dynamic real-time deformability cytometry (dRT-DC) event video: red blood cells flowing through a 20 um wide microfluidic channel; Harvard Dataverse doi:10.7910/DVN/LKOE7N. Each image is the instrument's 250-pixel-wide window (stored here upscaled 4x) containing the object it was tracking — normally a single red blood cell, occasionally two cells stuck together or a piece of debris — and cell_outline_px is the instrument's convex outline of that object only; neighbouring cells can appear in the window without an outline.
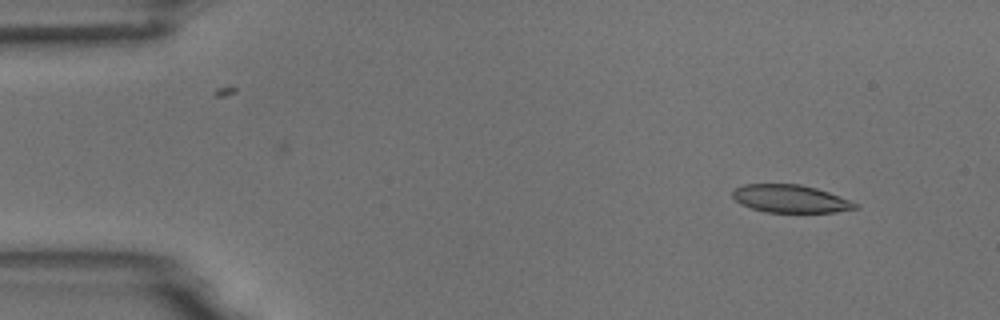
{"species": "common noctule bat (a hibernating species)", "species_latin": "Nyctalus noctula", "temperature_condition": "room temperature", "stored_images_in_passage": 4, "camera_frame_rate_fps": 3000, "um_per_image_px": 0.085, "animal": {"sex": "male", "body_mass_g": 18.8}, "frame": {"image": 1, "passage_image": 1, "time_ms": 0.0, "image_size_px": [1000, 320], "cell_outline_px": [[860, 208], [836, 212], [768, 212], [752, 208], [740, 204], [732, 196], [732, 192], [736, 188], [744, 184], [800, 184], [816, 188], [852, 200], [860, 204]], "centroid_in_image_um": [67.24, 16.89], "position_along_channel_um": 17.8, "area_um2": 19.94}}
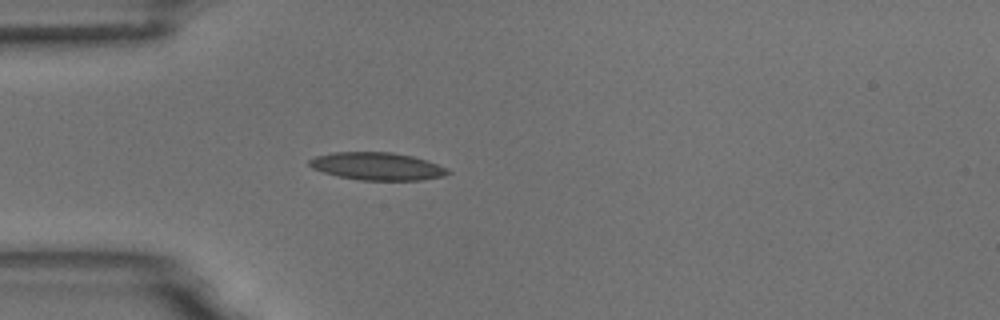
{"frame": {"image": 2, "passage_image": 4, "time_ms": 3.333, "image_size_px": [1000, 320], "cell_outline_px": [[452, 172], [444, 176], [420, 180], [360, 180], [336, 176], [312, 168], [308, 164], [308, 160], [316, 156], [332, 152], [392, 152], [412, 156], [428, 160], [448, 168]], "centroid_in_image_um": [32.08, 14.13], "position_along_channel_um": 52.9, "area_um2": 22.48}}